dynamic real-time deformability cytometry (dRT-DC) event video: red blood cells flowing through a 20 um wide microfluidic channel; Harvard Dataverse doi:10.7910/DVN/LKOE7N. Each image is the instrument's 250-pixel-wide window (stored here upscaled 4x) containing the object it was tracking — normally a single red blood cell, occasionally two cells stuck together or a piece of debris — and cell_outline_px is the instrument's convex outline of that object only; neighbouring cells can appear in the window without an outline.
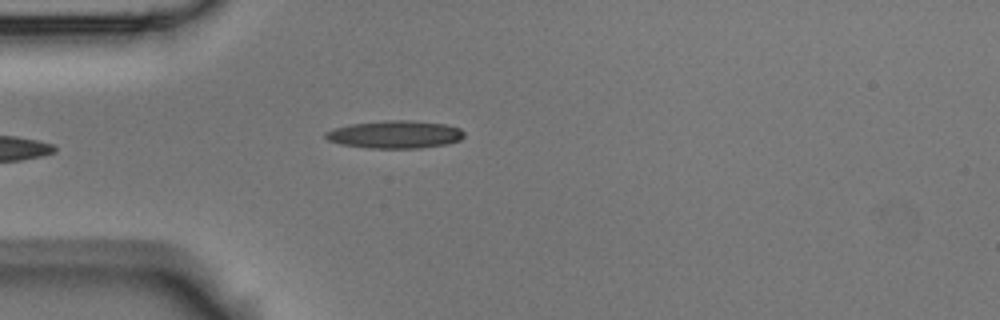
{"species": "Egyptian fruit bat (a non-hibernating species)", "species_latin": "Rousettus aegyptiacus", "temperature_condition": "room temperature", "stored_images_in_passage": 2, "camera_frame_rate_fps": 3000, "um_per_image_px": 0.085, "animal": {"sex": "male"}, "frame": {"image": 1, "passage_image": 2, "time_ms": 0.333, "image_size_px": [1000, 320], "cell_outline_px": [[464, 136], [460, 140], [448, 144], [420, 148], [368, 148], [340, 144], [328, 140], [324, 136], [324, 132], [336, 128], [352, 124], [388, 120], [408, 120], [444, 124], [460, 128], [464, 132]], "centroid_in_image_um": [33.59, 11.44], "position_along_channel_um": 51.4, "area_um2": 22.31}}